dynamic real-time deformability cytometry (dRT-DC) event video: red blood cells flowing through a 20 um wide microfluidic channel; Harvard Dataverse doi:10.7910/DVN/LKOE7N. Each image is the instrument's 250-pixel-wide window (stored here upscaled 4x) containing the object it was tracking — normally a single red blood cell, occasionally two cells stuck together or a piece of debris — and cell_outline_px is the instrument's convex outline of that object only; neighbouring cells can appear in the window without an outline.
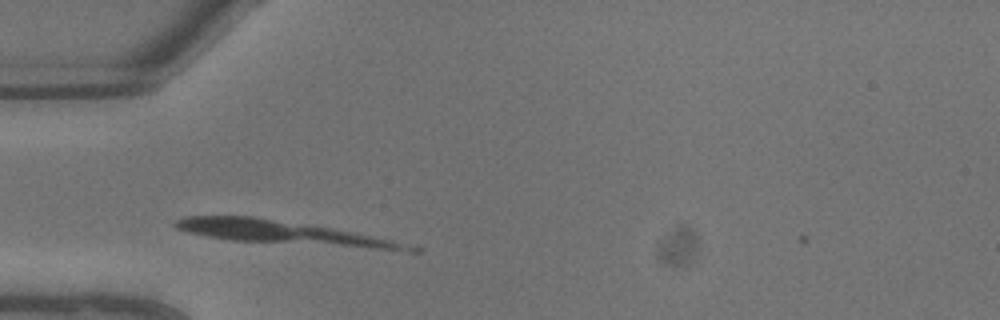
{"species": "common noctule bat (a hibernating species)", "species_latin": "Nyctalus noctula", "temperature_condition": "warm", "stored_images_in_passage": 4, "camera_frame_rate_fps": 3000, "um_per_image_px": 0.085, "animal": {"sex": "male", "body_mass_g": 13.3}, "frame": {"image": 1, "passage_image": 1, "time_ms": 0.0, "image_size_px": [1000, 320], "cell_outline_px": [[424, 248], [420, 252], [412, 252], [228, 240], [188, 232], [176, 228], [172, 224], [176, 220], [184, 216], [252, 216], [304, 224], [352, 232], [392, 240]], "centroid_in_image_um": [24.17, 19.82], "position_along_channel_um": 60.8, "area_um2": 32.02}}